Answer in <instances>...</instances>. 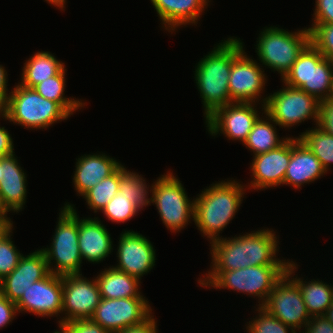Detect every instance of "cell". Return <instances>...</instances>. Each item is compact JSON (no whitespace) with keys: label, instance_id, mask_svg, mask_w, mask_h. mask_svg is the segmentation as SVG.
Returning a JSON list of instances; mask_svg holds the SVG:
<instances>
[{"label":"cell","instance_id":"cell-1","mask_svg":"<svg viewBox=\"0 0 333 333\" xmlns=\"http://www.w3.org/2000/svg\"><path fill=\"white\" fill-rule=\"evenodd\" d=\"M274 230L260 229L210 242L211 270H235L250 266H288L290 260L276 258L279 241Z\"/></svg>","mask_w":333,"mask_h":333},{"label":"cell","instance_id":"cell-2","mask_svg":"<svg viewBox=\"0 0 333 333\" xmlns=\"http://www.w3.org/2000/svg\"><path fill=\"white\" fill-rule=\"evenodd\" d=\"M244 186L235 180L219 181L194 198V223L211 242L220 238V232L236 215L246 191Z\"/></svg>","mask_w":333,"mask_h":333},{"label":"cell","instance_id":"cell-3","mask_svg":"<svg viewBox=\"0 0 333 333\" xmlns=\"http://www.w3.org/2000/svg\"><path fill=\"white\" fill-rule=\"evenodd\" d=\"M233 63V37L220 42L201 58L195 68V81L202 98L204 118L230 103L228 90Z\"/></svg>","mask_w":333,"mask_h":333},{"label":"cell","instance_id":"cell-4","mask_svg":"<svg viewBox=\"0 0 333 333\" xmlns=\"http://www.w3.org/2000/svg\"><path fill=\"white\" fill-rule=\"evenodd\" d=\"M28 129H46L70 116L57 102L48 100L33 88L18 85L9 93L0 117Z\"/></svg>","mask_w":333,"mask_h":333},{"label":"cell","instance_id":"cell-5","mask_svg":"<svg viewBox=\"0 0 333 333\" xmlns=\"http://www.w3.org/2000/svg\"><path fill=\"white\" fill-rule=\"evenodd\" d=\"M287 266H250L235 270H211L198 283L201 287L232 289L258 297L262 306L277 281L285 274ZM261 302V304H260Z\"/></svg>","mask_w":333,"mask_h":333},{"label":"cell","instance_id":"cell-6","mask_svg":"<svg viewBox=\"0 0 333 333\" xmlns=\"http://www.w3.org/2000/svg\"><path fill=\"white\" fill-rule=\"evenodd\" d=\"M257 40L255 46L260 63L280 73L282 79L311 42V34L308 28L289 32L271 26L265 27Z\"/></svg>","mask_w":333,"mask_h":333},{"label":"cell","instance_id":"cell-7","mask_svg":"<svg viewBox=\"0 0 333 333\" xmlns=\"http://www.w3.org/2000/svg\"><path fill=\"white\" fill-rule=\"evenodd\" d=\"M74 208V205L69 202L64 204L59 213L51 247L41 248L50 273L55 275L81 273L82 257L78 245V215ZM52 261L54 264L56 263L54 268Z\"/></svg>","mask_w":333,"mask_h":333},{"label":"cell","instance_id":"cell-8","mask_svg":"<svg viewBox=\"0 0 333 333\" xmlns=\"http://www.w3.org/2000/svg\"><path fill=\"white\" fill-rule=\"evenodd\" d=\"M281 80L285 85L303 90L319 101L328 99L333 84V62L310 42Z\"/></svg>","mask_w":333,"mask_h":333},{"label":"cell","instance_id":"cell-9","mask_svg":"<svg viewBox=\"0 0 333 333\" xmlns=\"http://www.w3.org/2000/svg\"><path fill=\"white\" fill-rule=\"evenodd\" d=\"M150 203L156 209L166 228L178 232L192 219L194 221L195 201L188 198L181 181L168 172L161 175L150 187Z\"/></svg>","mask_w":333,"mask_h":333},{"label":"cell","instance_id":"cell-10","mask_svg":"<svg viewBox=\"0 0 333 333\" xmlns=\"http://www.w3.org/2000/svg\"><path fill=\"white\" fill-rule=\"evenodd\" d=\"M286 86V87H285ZM277 92L263 97L260 101L262 111L279 127L289 128L313 119L316 126L319 122L320 101L298 88L285 85Z\"/></svg>","mask_w":333,"mask_h":333},{"label":"cell","instance_id":"cell-11","mask_svg":"<svg viewBox=\"0 0 333 333\" xmlns=\"http://www.w3.org/2000/svg\"><path fill=\"white\" fill-rule=\"evenodd\" d=\"M243 45L240 38L233 37V63L228 86L230 103H258L267 81L266 74L256 60L247 56Z\"/></svg>","mask_w":333,"mask_h":333},{"label":"cell","instance_id":"cell-12","mask_svg":"<svg viewBox=\"0 0 333 333\" xmlns=\"http://www.w3.org/2000/svg\"><path fill=\"white\" fill-rule=\"evenodd\" d=\"M261 307L295 331L311 319L299 285L286 272Z\"/></svg>","mask_w":333,"mask_h":333},{"label":"cell","instance_id":"cell-13","mask_svg":"<svg viewBox=\"0 0 333 333\" xmlns=\"http://www.w3.org/2000/svg\"><path fill=\"white\" fill-rule=\"evenodd\" d=\"M150 307L145 297L101 298L90 319L109 333H118L146 320L152 314Z\"/></svg>","mask_w":333,"mask_h":333},{"label":"cell","instance_id":"cell-14","mask_svg":"<svg viewBox=\"0 0 333 333\" xmlns=\"http://www.w3.org/2000/svg\"><path fill=\"white\" fill-rule=\"evenodd\" d=\"M101 300L96 279L89 280L82 274L62 276V313L58 324L75 319H90Z\"/></svg>","mask_w":333,"mask_h":333},{"label":"cell","instance_id":"cell-15","mask_svg":"<svg viewBox=\"0 0 333 333\" xmlns=\"http://www.w3.org/2000/svg\"><path fill=\"white\" fill-rule=\"evenodd\" d=\"M256 102H232L216 109L206 120V127L211 135L219 132L229 140L244 143L259 118Z\"/></svg>","mask_w":333,"mask_h":333},{"label":"cell","instance_id":"cell-16","mask_svg":"<svg viewBox=\"0 0 333 333\" xmlns=\"http://www.w3.org/2000/svg\"><path fill=\"white\" fill-rule=\"evenodd\" d=\"M152 243L135 231L122 232L117 247V270L137 277L141 281L155 265L156 255Z\"/></svg>","mask_w":333,"mask_h":333},{"label":"cell","instance_id":"cell-17","mask_svg":"<svg viewBox=\"0 0 333 333\" xmlns=\"http://www.w3.org/2000/svg\"><path fill=\"white\" fill-rule=\"evenodd\" d=\"M15 304L19 313L57 317L62 313V276L50 273L34 282Z\"/></svg>","mask_w":333,"mask_h":333},{"label":"cell","instance_id":"cell-18","mask_svg":"<svg viewBox=\"0 0 333 333\" xmlns=\"http://www.w3.org/2000/svg\"><path fill=\"white\" fill-rule=\"evenodd\" d=\"M250 166L252 181L249 188L267 189L283 185L284 176L291 159V137L278 148L253 156Z\"/></svg>","mask_w":333,"mask_h":333},{"label":"cell","instance_id":"cell-19","mask_svg":"<svg viewBox=\"0 0 333 333\" xmlns=\"http://www.w3.org/2000/svg\"><path fill=\"white\" fill-rule=\"evenodd\" d=\"M49 274L45 254L41 249L23 255L17 267L1 280L2 295L16 303L34 282Z\"/></svg>","mask_w":333,"mask_h":333},{"label":"cell","instance_id":"cell-20","mask_svg":"<svg viewBox=\"0 0 333 333\" xmlns=\"http://www.w3.org/2000/svg\"><path fill=\"white\" fill-rule=\"evenodd\" d=\"M327 172L319 159L303 143L299 137L291 138V159L287 167L283 185H291L301 189V185L310 183Z\"/></svg>","mask_w":333,"mask_h":333},{"label":"cell","instance_id":"cell-21","mask_svg":"<svg viewBox=\"0 0 333 333\" xmlns=\"http://www.w3.org/2000/svg\"><path fill=\"white\" fill-rule=\"evenodd\" d=\"M78 245L82 260L100 263L113 250L108 230L97 217L80 219L78 216Z\"/></svg>","mask_w":333,"mask_h":333},{"label":"cell","instance_id":"cell-22","mask_svg":"<svg viewBox=\"0 0 333 333\" xmlns=\"http://www.w3.org/2000/svg\"><path fill=\"white\" fill-rule=\"evenodd\" d=\"M163 28L174 32L181 25H197L210 0H150Z\"/></svg>","mask_w":333,"mask_h":333},{"label":"cell","instance_id":"cell-23","mask_svg":"<svg viewBox=\"0 0 333 333\" xmlns=\"http://www.w3.org/2000/svg\"><path fill=\"white\" fill-rule=\"evenodd\" d=\"M73 183L77 194L83 196L102 179L113 174L122 164L104 154L83 155L76 159Z\"/></svg>","mask_w":333,"mask_h":333},{"label":"cell","instance_id":"cell-24","mask_svg":"<svg viewBox=\"0 0 333 333\" xmlns=\"http://www.w3.org/2000/svg\"><path fill=\"white\" fill-rule=\"evenodd\" d=\"M3 177L0 183V200L7 211H22L26 203L27 177L15 154L2 158Z\"/></svg>","mask_w":333,"mask_h":333},{"label":"cell","instance_id":"cell-25","mask_svg":"<svg viewBox=\"0 0 333 333\" xmlns=\"http://www.w3.org/2000/svg\"><path fill=\"white\" fill-rule=\"evenodd\" d=\"M95 279L99 286L101 298L144 297L139 291L141 281L137 277L117 270L113 266L105 268Z\"/></svg>","mask_w":333,"mask_h":333},{"label":"cell","instance_id":"cell-26","mask_svg":"<svg viewBox=\"0 0 333 333\" xmlns=\"http://www.w3.org/2000/svg\"><path fill=\"white\" fill-rule=\"evenodd\" d=\"M296 263L290 261L286 273L299 285L304 303L310 316H321L332 305V285L316 280L303 281L293 273L297 270ZM296 269V270H295Z\"/></svg>","mask_w":333,"mask_h":333},{"label":"cell","instance_id":"cell-27","mask_svg":"<svg viewBox=\"0 0 333 333\" xmlns=\"http://www.w3.org/2000/svg\"><path fill=\"white\" fill-rule=\"evenodd\" d=\"M24 64L19 84L27 88H33L49 77L57 75L65 67L64 63L49 51L35 53Z\"/></svg>","mask_w":333,"mask_h":333},{"label":"cell","instance_id":"cell-28","mask_svg":"<svg viewBox=\"0 0 333 333\" xmlns=\"http://www.w3.org/2000/svg\"><path fill=\"white\" fill-rule=\"evenodd\" d=\"M265 115L266 116L264 117L267 119L259 117L254 123L247 139L243 143L254 153L253 156L278 148L288 138L285 137L280 139L276 131L277 123L274 122L266 113Z\"/></svg>","mask_w":333,"mask_h":333},{"label":"cell","instance_id":"cell-29","mask_svg":"<svg viewBox=\"0 0 333 333\" xmlns=\"http://www.w3.org/2000/svg\"><path fill=\"white\" fill-rule=\"evenodd\" d=\"M65 67L55 76L49 77L47 80L35 85L33 89L42 97L57 102L70 116L76 110L84 107L86 102L77 100L76 98H67L64 96L65 91Z\"/></svg>","mask_w":333,"mask_h":333},{"label":"cell","instance_id":"cell-30","mask_svg":"<svg viewBox=\"0 0 333 333\" xmlns=\"http://www.w3.org/2000/svg\"><path fill=\"white\" fill-rule=\"evenodd\" d=\"M119 192H121L127 199L140 210L143 207L150 205L148 198L149 187H147L146 180L136 172L126 170V167L121 165L119 167ZM148 190V191H147Z\"/></svg>","mask_w":333,"mask_h":333},{"label":"cell","instance_id":"cell-31","mask_svg":"<svg viewBox=\"0 0 333 333\" xmlns=\"http://www.w3.org/2000/svg\"><path fill=\"white\" fill-rule=\"evenodd\" d=\"M306 144L312 153L319 159L324 170H329L333 164V136L324 132L320 127L315 126L306 130L298 136Z\"/></svg>","mask_w":333,"mask_h":333},{"label":"cell","instance_id":"cell-32","mask_svg":"<svg viewBox=\"0 0 333 333\" xmlns=\"http://www.w3.org/2000/svg\"><path fill=\"white\" fill-rule=\"evenodd\" d=\"M119 188V168L108 177L102 179L96 186L88 190L84 195L89 209L94 213L102 211L107 203L118 193Z\"/></svg>","mask_w":333,"mask_h":333},{"label":"cell","instance_id":"cell-33","mask_svg":"<svg viewBox=\"0 0 333 333\" xmlns=\"http://www.w3.org/2000/svg\"><path fill=\"white\" fill-rule=\"evenodd\" d=\"M256 311H258L259 315H256L246 326L248 333H289V329L291 333H297L293 328L281 322L261 306L258 307Z\"/></svg>","mask_w":333,"mask_h":333},{"label":"cell","instance_id":"cell-34","mask_svg":"<svg viewBox=\"0 0 333 333\" xmlns=\"http://www.w3.org/2000/svg\"><path fill=\"white\" fill-rule=\"evenodd\" d=\"M139 211L141 210L131 200L118 191L112 200L107 203L102 213L112 222L124 223L133 218Z\"/></svg>","mask_w":333,"mask_h":333},{"label":"cell","instance_id":"cell-35","mask_svg":"<svg viewBox=\"0 0 333 333\" xmlns=\"http://www.w3.org/2000/svg\"><path fill=\"white\" fill-rule=\"evenodd\" d=\"M13 226L0 237V279L9 275L23 256L11 241Z\"/></svg>","mask_w":333,"mask_h":333},{"label":"cell","instance_id":"cell-36","mask_svg":"<svg viewBox=\"0 0 333 333\" xmlns=\"http://www.w3.org/2000/svg\"><path fill=\"white\" fill-rule=\"evenodd\" d=\"M308 29L311 43L325 58L333 60V24H312Z\"/></svg>","mask_w":333,"mask_h":333},{"label":"cell","instance_id":"cell-37","mask_svg":"<svg viewBox=\"0 0 333 333\" xmlns=\"http://www.w3.org/2000/svg\"><path fill=\"white\" fill-rule=\"evenodd\" d=\"M60 330L55 333H109L100 324L91 319H75L59 324Z\"/></svg>","mask_w":333,"mask_h":333},{"label":"cell","instance_id":"cell-38","mask_svg":"<svg viewBox=\"0 0 333 333\" xmlns=\"http://www.w3.org/2000/svg\"><path fill=\"white\" fill-rule=\"evenodd\" d=\"M318 127L333 136V99L331 98L320 101Z\"/></svg>","mask_w":333,"mask_h":333},{"label":"cell","instance_id":"cell-39","mask_svg":"<svg viewBox=\"0 0 333 333\" xmlns=\"http://www.w3.org/2000/svg\"><path fill=\"white\" fill-rule=\"evenodd\" d=\"M312 24H333V0H316Z\"/></svg>","mask_w":333,"mask_h":333},{"label":"cell","instance_id":"cell-40","mask_svg":"<svg viewBox=\"0 0 333 333\" xmlns=\"http://www.w3.org/2000/svg\"><path fill=\"white\" fill-rule=\"evenodd\" d=\"M17 307L4 295H0V329L6 327L16 317Z\"/></svg>","mask_w":333,"mask_h":333},{"label":"cell","instance_id":"cell-41","mask_svg":"<svg viewBox=\"0 0 333 333\" xmlns=\"http://www.w3.org/2000/svg\"><path fill=\"white\" fill-rule=\"evenodd\" d=\"M304 330L305 333H333V324L323 315L312 316Z\"/></svg>","mask_w":333,"mask_h":333},{"label":"cell","instance_id":"cell-42","mask_svg":"<svg viewBox=\"0 0 333 333\" xmlns=\"http://www.w3.org/2000/svg\"><path fill=\"white\" fill-rule=\"evenodd\" d=\"M157 321H155L154 316L151 314L142 323L130 326L118 333H157Z\"/></svg>","mask_w":333,"mask_h":333},{"label":"cell","instance_id":"cell-43","mask_svg":"<svg viewBox=\"0 0 333 333\" xmlns=\"http://www.w3.org/2000/svg\"><path fill=\"white\" fill-rule=\"evenodd\" d=\"M13 139L5 127H0V158L13 155Z\"/></svg>","mask_w":333,"mask_h":333},{"label":"cell","instance_id":"cell-44","mask_svg":"<svg viewBox=\"0 0 333 333\" xmlns=\"http://www.w3.org/2000/svg\"><path fill=\"white\" fill-rule=\"evenodd\" d=\"M7 76L8 75H7V72L5 70V67L0 65V112L5 107V104L7 102L8 96H9V94L7 93L8 92V88H7L8 78H7Z\"/></svg>","mask_w":333,"mask_h":333},{"label":"cell","instance_id":"cell-45","mask_svg":"<svg viewBox=\"0 0 333 333\" xmlns=\"http://www.w3.org/2000/svg\"><path fill=\"white\" fill-rule=\"evenodd\" d=\"M12 226L13 222L7 216V213H0V237L5 234Z\"/></svg>","mask_w":333,"mask_h":333},{"label":"cell","instance_id":"cell-46","mask_svg":"<svg viewBox=\"0 0 333 333\" xmlns=\"http://www.w3.org/2000/svg\"><path fill=\"white\" fill-rule=\"evenodd\" d=\"M45 1L53 6L55 5L56 7H58L61 10H64V8H65L66 0H45Z\"/></svg>","mask_w":333,"mask_h":333},{"label":"cell","instance_id":"cell-47","mask_svg":"<svg viewBox=\"0 0 333 333\" xmlns=\"http://www.w3.org/2000/svg\"><path fill=\"white\" fill-rule=\"evenodd\" d=\"M323 316L333 324V304L327 308Z\"/></svg>","mask_w":333,"mask_h":333},{"label":"cell","instance_id":"cell-48","mask_svg":"<svg viewBox=\"0 0 333 333\" xmlns=\"http://www.w3.org/2000/svg\"><path fill=\"white\" fill-rule=\"evenodd\" d=\"M3 177V166H2V158H0V183Z\"/></svg>","mask_w":333,"mask_h":333},{"label":"cell","instance_id":"cell-49","mask_svg":"<svg viewBox=\"0 0 333 333\" xmlns=\"http://www.w3.org/2000/svg\"><path fill=\"white\" fill-rule=\"evenodd\" d=\"M0 213H8L4 208L0 200Z\"/></svg>","mask_w":333,"mask_h":333},{"label":"cell","instance_id":"cell-50","mask_svg":"<svg viewBox=\"0 0 333 333\" xmlns=\"http://www.w3.org/2000/svg\"><path fill=\"white\" fill-rule=\"evenodd\" d=\"M329 98L333 99V84H332V91H331V95H330V97H329Z\"/></svg>","mask_w":333,"mask_h":333},{"label":"cell","instance_id":"cell-51","mask_svg":"<svg viewBox=\"0 0 333 333\" xmlns=\"http://www.w3.org/2000/svg\"><path fill=\"white\" fill-rule=\"evenodd\" d=\"M2 294L1 279H0V295Z\"/></svg>","mask_w":333,"mask_h":333},{"label":"cell","instance_id":"cell-52","mask_svg":"<svg viewBox=\"0 0 333 333\" xmlns=\"http://www.w3.org/2000/svg\"><path fill=\"white\" fill-rule=\"evenodd\" d=\"M332 304H333V285H332Z\"/></svg>","mask_w":333,"mask_h":333}]
</instances>
